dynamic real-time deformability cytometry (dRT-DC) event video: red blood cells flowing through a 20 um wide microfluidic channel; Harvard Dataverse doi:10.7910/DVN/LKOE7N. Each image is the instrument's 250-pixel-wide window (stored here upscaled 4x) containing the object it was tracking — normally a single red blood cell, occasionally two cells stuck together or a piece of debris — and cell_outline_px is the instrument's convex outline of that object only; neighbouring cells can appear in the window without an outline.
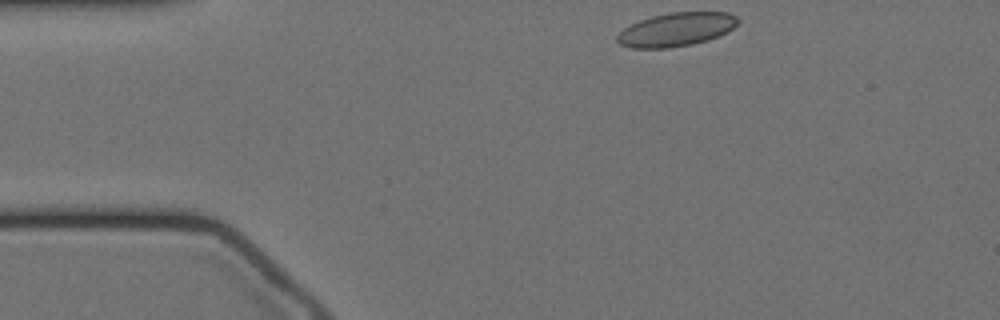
{"species": "Egyptian fruit bat (a non-hibernating species)", "species_latin": "Rousettus aegyptiacus", "temperature_condition": "cold", "stored_images_in_passage": 50, "camera_frame_rate_fps": 3000, "um_per_image_px": 0.085, "animal": {"sex": "female"}, "frame": {"image": 1, "passage_image": 1, "time_ms": 0.0, "image_size_px": [1000, 320], "cell_outline_px": [[740, 20], [728, 32], [720, 36], [708, 40], [692, 44], [668, 48], [632, 48], [620, 44], [616, 40], [616, 36], [624, 28], [640, 20], [652, 16], [668, 12], [728, 12], [736, 16]], "centroid_in_image_um": [57.5, 2.5], "position_along_channel_um": 27.5, "area_um2": 23.7}}
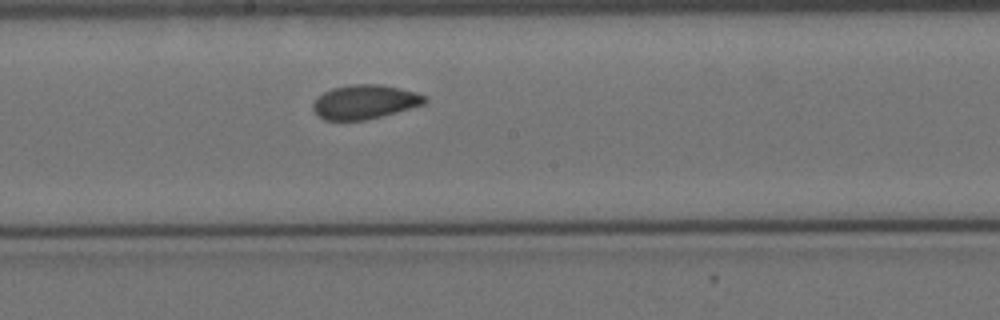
{"frame": {"image": 2, "passage_image": 22, "time_ms": 7.0, "image_size_px": [1000, 320], "cell_outline_px": [[428, 100], [424, 104], [380, 116], [364, 120], [324, 120], [312, 108], [312, 104], [324, 92], [332, 88], [352, 84], [376, 84], [416, 92], [428, 96]], "centroid_in_image_um": [31.01, 8.66], "position_along_channel_um": 217.2, "area_um2": 21.85}}
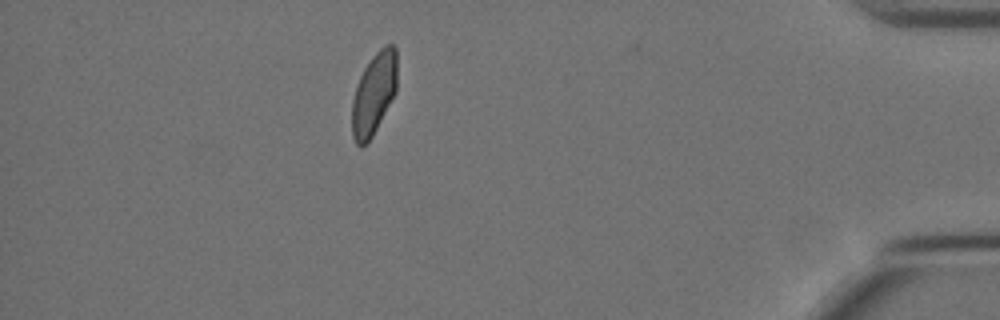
{"frame": {"image": 3, "passage_image": 43, "time_ms": 14.0, "image_size_px": [1000, 320], "cell_outline_px": [[396, 92], [372, 136], [360, 148], [356, 144], [352, 136], [352, 100], [356, 84], [364, 68], [372, 56], [384, 44], [392, 44], [396, 48]], "centroid_in_image_um": [31.76, 7.94], "position_along_channel_um": 403.4, "area_um2": 21.5}, "authors_computed_cell_mechanics": {"area_um2": 22.3108, "velocity_mm_per_s": 3.3962, "shape_relaxation_time_tau1_ms": null, "shape_relaxation_time_tau2_ms": 1.4304, "deformation_change_tau1": null, "deformation_change_tau2": 0.0488}}